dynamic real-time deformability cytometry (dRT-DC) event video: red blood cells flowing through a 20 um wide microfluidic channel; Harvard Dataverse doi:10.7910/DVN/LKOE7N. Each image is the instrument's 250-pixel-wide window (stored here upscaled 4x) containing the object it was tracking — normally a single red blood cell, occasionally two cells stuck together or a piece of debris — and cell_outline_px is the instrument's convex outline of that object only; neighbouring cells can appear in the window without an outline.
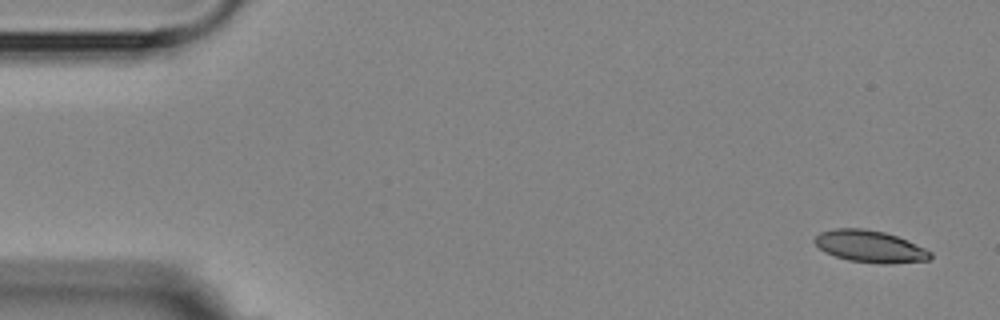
{"species": "Egyptian fruit bat (a non-hibernating species)", "species_latin": "Rousettus aegyptiacus", "temperature_condition": "room temperature", "stored_images_in_passage": 4, "camera_frame_rate_fps": 3000, "um_per_image_px": 0.085, "animal": {"sex": "female"}, "frame": {"image": 1, "passage_image": 1, "time_ms": 0.0, "image_size_px": [1000, 320], "cell_outline_px": [[932, 256], [928, 260], [888, 264], [880, 264], [848, 260], [824, 252], [812, 240], [820, 232], [836, 228], [864, 228], [884, 232], [908, 240], [932, 252]], "centroid_in_image_um": [73.94, 20.94], "position_along_channel_um": 11.1, "area_um2": 21.56}}